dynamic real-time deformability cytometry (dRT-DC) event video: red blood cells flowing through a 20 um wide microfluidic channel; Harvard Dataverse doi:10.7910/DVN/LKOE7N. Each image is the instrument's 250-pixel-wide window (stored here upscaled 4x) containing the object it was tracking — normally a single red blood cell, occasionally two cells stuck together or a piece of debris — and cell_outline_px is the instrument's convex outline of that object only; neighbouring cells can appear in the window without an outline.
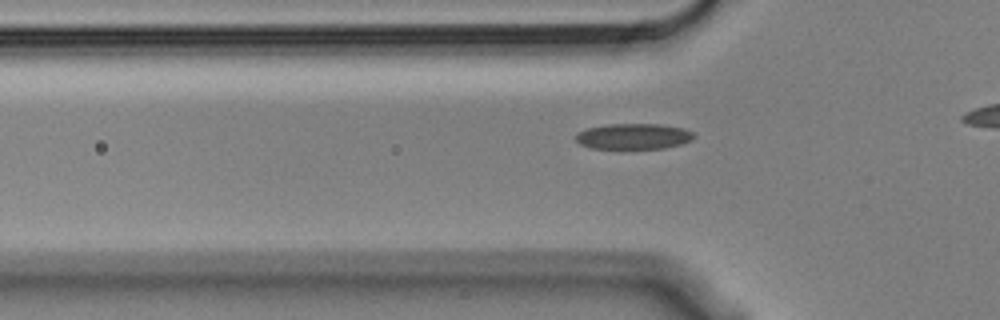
{"species": "Egyptian fruit bat (a non-hibernating species)", "species_latin": "Rousettus aegyptiacus", "temperature_condition": "cold", "stored_images_in_passage": 39, "camera_frame_rate_fps": 3000, "um_per_image_px": 0.085, "animal": {"sex": "male"}, "frame": {"image": 1, "passage_image": 12, "time_ms": 3.667, "image_size_px": [1000, 320], "cell_outline_px": [[696, 136], [692, 140], [684, 144], [664, 148], [588, 148], [580, 144], [576, 140], [576, 136], [580, 132], [588, 128], [608, 124], [660, 124], [684, 128], [692, 132]], "centroid_in_image_um": [53.9, 11.59], "position_along_channel_um": 71.9, "area_um2": 17.69}}
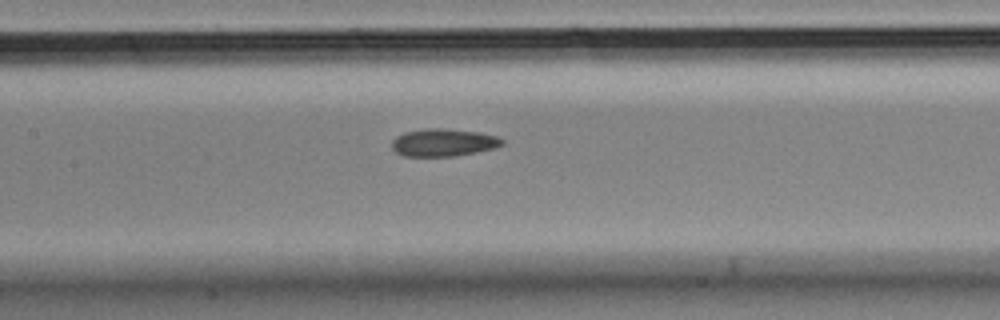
{"frame": {"image": 2, "passage_image": 20, "time_ms": 6.333, "image_size_px": [1000, 320], "cell_outline_px": [[504, 144], [496, 148], [456, 156], [404, 156], [396, 152], [392, 148], [392, 140], [396, 136], [404, 132], [428, 128], [444, 128], [480, 132], [496, 136], [504, 140]], "centroid_in_image_um": [37.7, 12.11], "position_along_channel_um": 169.7, "area_um2": 17.86}}
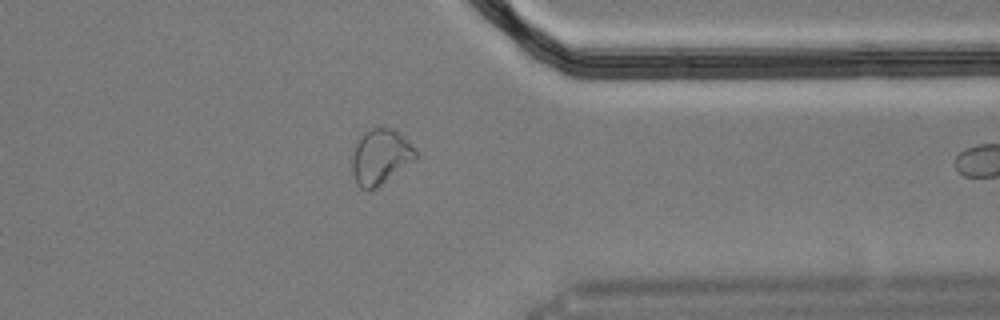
{"frame": {"image": 3, "passage_image": 38, "time_ms": 12.333, "image_size_px": [1000, 320], "cell_outline_px": [[420, 156], [416, 160], [372, 192], [368, 192], [360, 188], [356, 184], [352, 172], [352, 152], [356, 140], [360, 132], [364, 128], [392, 128], [416, 148]], "centroid_in_image_um": [32.32, 13.35], "position_along_channel_um": 379.1, "area_um2": 21.44}}